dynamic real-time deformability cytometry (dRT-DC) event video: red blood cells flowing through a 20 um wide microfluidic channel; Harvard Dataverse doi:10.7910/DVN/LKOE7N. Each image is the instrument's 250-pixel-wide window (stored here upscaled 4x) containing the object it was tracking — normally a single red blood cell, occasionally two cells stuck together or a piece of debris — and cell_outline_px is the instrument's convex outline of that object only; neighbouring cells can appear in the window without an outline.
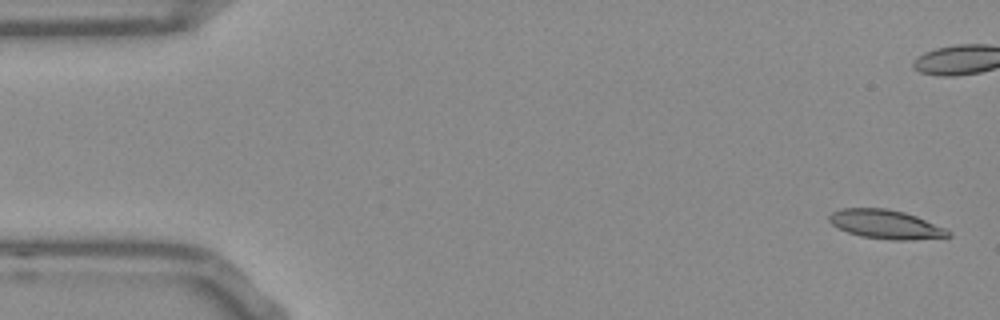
{"species": "Egyptian fruit bat (a non-hibernating species)", "species_latin": "Rousettus aegyptiacus", "temperature_condition": "room temperature", "stored_images_in_passage": 53, "camera_frame_rate_fps": 3000, "um_per_image_px": 0.085, "frame": {"image": 1, "passage_image": 1, "time_ms": 0.0, "image_size_px": [1000, 320], "cell_outline_px": [[952, 236], [912, 240], [896, 240], [860, 236], [848, 232], [832, 224], [828, 220], [828, 216], [832, 212], [840, 208], [884, 208], [904, 212], [916, 216], [944, 228], [952, 232]], "centroid_in_image_um": [75.28, 19.06], "position_along_channel_um": 9.7, "area_um2": 19.94}}
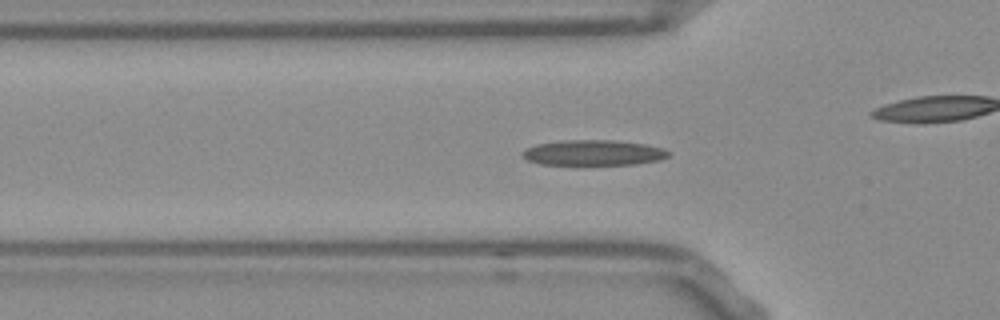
{"frame": {"image": 2, "passage_image": 16, "time_ms": 5.0, "image_size_px": [1000, 320], "cell_outline_px": [[672, 152], [668, 156], [660, 160], [636, 164], [540, 164], [528, 160], [520, 152], [524, 148], [536, 144], [560, 140], [616, 140], [648, 144], [664, 148]], "centroid_in_image_um": [50.47, 12.96], "position_along_channel_um": 75.3, "area_um2": 21.85}}
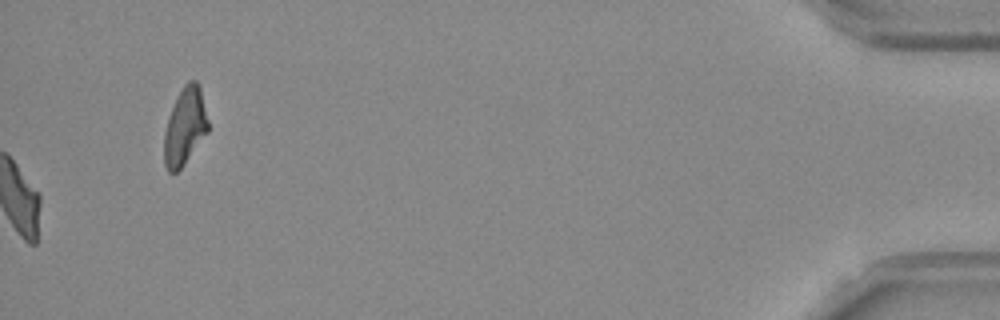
{"frame": {"image": 3, "passage_image": 53, "time_ms": 17.333, "image_size_px": [1000, 320], "cell_outline_px": [[208, 132], [184, 164], [176, 172], [168, 172], [164, 164], [164, 132], [168, 116], [184, 84], [188, 80], [196, 80], [200, 84], [208, 120]], "centroid_in_image_um": [15.72, 10.74], "position_along_channel_um": 419.5, "area_um2": 19.77}, "authors_computed_cell_mechanics": {"area_um2": 20.23, "velocity_mm_per_s": 3.7911, "shape_relaxation_time_tau1_ms": null, "shape_relaxation_time_tau2_ms": 4.5877, "deformation_change_tau1": null, "deformation_change_tau2": 0.1271}}